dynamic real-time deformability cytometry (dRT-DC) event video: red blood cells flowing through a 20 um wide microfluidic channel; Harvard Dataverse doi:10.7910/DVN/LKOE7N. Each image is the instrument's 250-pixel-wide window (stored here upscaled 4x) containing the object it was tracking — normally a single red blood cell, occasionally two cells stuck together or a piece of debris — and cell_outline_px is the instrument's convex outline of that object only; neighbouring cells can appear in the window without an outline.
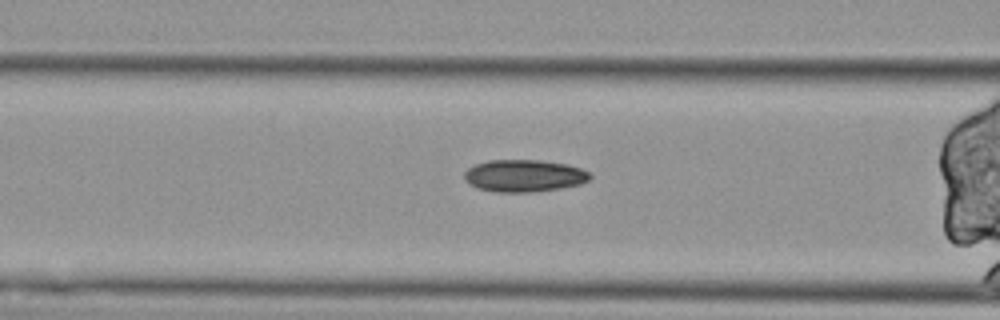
{"species": "Egyptian fruit bat (a non-hibernating species)", "species_latin": "Rousettus aegyptiacus", "temperature_condition": "cold", "stored_images_in_passage": 33, "camera_frame_rate_fps": 3000, "um_per_image_px": 0.085, "animal": {"sex": "female"}, "frame": {"image": 1, "passage_image": 6, "time_ms": 1.667, "image_size_px": [1000, 320], "cell_outline_px": [[592, 176], [588, 180], [580, 184], [560, 188], [528, 192], [496, 192], [480, 188], [468, 184], [464, 180], [464, 172], [468, 168], [476, 164], [488, 160], [540, 160], [568, 164], [580, 168], [588, 172]], "centroid_in_image_um": [44.53, 14.93], "position_along_channel_um": 122.1, "area_um2": 23.52}}
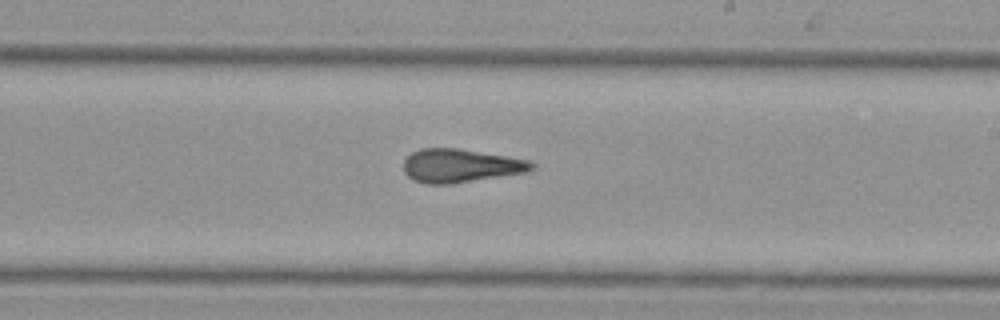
{"frame": {"image": 2, "passage_image": 17, "time_ms": 5.333, "image_size_px": [1000, 320], "cell_outline_px": [[536, 168], [528, 172], [452, 184], [424, 184], [412, 180], [404, 172], [404, 160], [412, 152], [420, 148], [460, 148], [528, 160], [536, 164]], "centroid_in_image_um": [39.15, 14.09], "position_along_channel_um": 249.9, "area_um2": 25.26}}
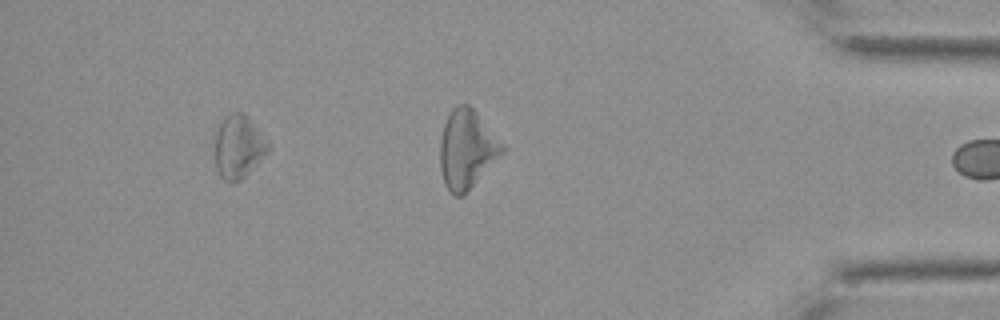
{"frame": {"image": 3, "passage_image": 32, "time_ms": 10.333, "image_size_px": [1000, 320], "cell_outline_px": [[268, 152], [240, 180], [232, 184], [228, 184], [220, 176], [216, 168], [216, 128], [224, 116], [228, 112], [244, 112], [248, 116], [268, 144]], "centroid_in_image_um": [20.23, 12.46], "position_along_channel_um": 415.0, "area_um2": 19.42}}